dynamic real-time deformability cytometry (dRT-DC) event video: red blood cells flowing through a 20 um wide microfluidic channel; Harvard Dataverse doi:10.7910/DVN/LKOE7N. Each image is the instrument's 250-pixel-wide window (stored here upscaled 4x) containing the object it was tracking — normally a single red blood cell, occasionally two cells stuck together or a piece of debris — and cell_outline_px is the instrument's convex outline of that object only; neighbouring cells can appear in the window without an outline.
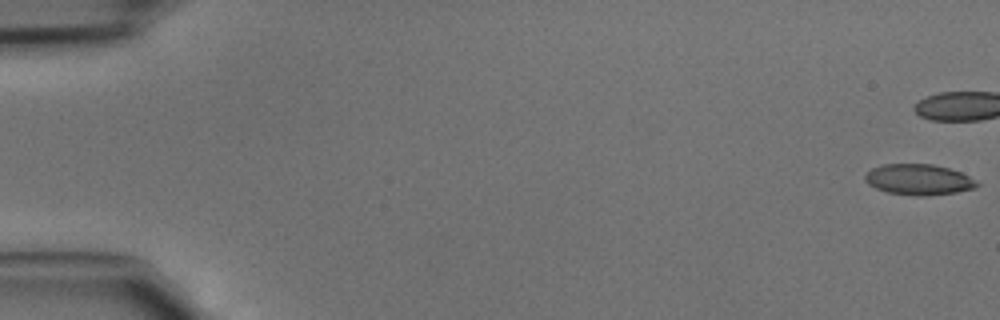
{"species": "common noctule bat (a hibernating species)", "species_latin": "Nyctalus noctula", "temperature_condition": "cold", "stored_images_in_passage": 33, "camera_frame_rate_fps": 3000, "um_per_image_px": 0.085, "animal": {"sex": "male", "body_mass_g": 15.6}, "frame": {"image": 1, "passage_image": 1, "time_ms": 0.0, "image_size_px": [1000, 320], "cell_outline_px": [[980, 184], [976, 188], [956, 192], [924, 196], [916, 196], [888, 192], [876, 188], [868, 184], [864, 180], [864, 176], [872, 168], [884, 164], [932, 164], [948, 168], [960, 172], [968, 176]], "centroid_in_image_um": [78.08, 15.26], "position_along_channel_um": 6.9, "area_um2": 19.94}}
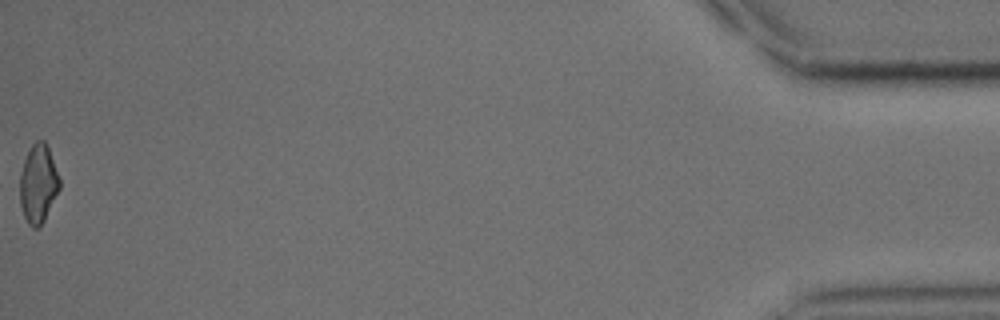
{"frame": {"image": 2, "passage_image": 33, "time_ms": 10.667, "image_size_px": [1000, 320], "cell_outline_px": [[60, 188], [44, 220], [36, 228], [32, 228], [28, 224], [24, 216], [20, 204], [20, 172], [24, 160], [32, 144], [36, 140], [44, 140], [48, 148], [60, 180]], "centroid_in_image_um": [3.23, 15.62], "position_along_channel_um": 432.0, "area_um2": 17.92}}